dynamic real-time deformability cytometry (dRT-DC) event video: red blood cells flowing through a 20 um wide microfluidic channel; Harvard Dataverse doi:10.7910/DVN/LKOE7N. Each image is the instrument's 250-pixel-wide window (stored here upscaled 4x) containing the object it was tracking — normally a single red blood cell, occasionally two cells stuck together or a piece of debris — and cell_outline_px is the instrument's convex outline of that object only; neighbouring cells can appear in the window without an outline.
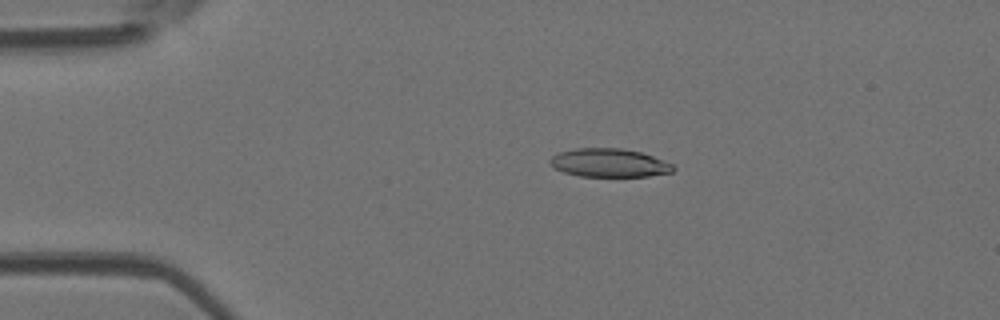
{"species": "Egyptian fruit bat (a non-hibernating species)", "species_latin": "Rousettus aegyptiacus", "temperature_condition": "room temperature", "stored_images_in_passage": 4, "camera_frame_rate_fps": 3000, "um_per_image_px": 0.085, "animal": {"sex": "female"}, "frame": {"image": 1, "passage_image": 3, "time_ms": 0.667, "image_size_px": [1000, 320], "cell_outline_px": [[676, 168], [672, 172], [648, 176], [580, 176], [564, 172], [548, 164], [548, 160], [552, 156], [560, 152], [576, 148], [620, 148], [640, 152], [652, 156], [672, 164]], "centroid_in_image_um": [51.76, 13.84], "position_along_channel_um": 33.2, "area_um2": 20.29}}